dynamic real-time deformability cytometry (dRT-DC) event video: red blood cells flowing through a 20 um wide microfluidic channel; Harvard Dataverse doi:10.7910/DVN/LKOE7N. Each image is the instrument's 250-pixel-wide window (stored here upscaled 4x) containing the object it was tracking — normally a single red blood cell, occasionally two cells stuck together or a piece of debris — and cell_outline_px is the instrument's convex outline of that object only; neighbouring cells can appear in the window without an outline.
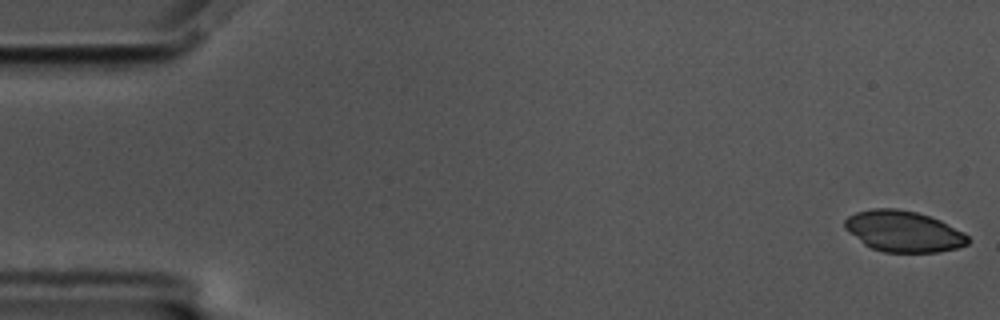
{"species": "common noctule bat (a hibernating species)", "species_latin": "Nyctalus noctula", "temperature_condition": "cold", "stored_images_in_passage": 57, "camera_frame_rate_fps": 3000, "um_per_image_px": 0.085, "animal": {"sex": "male", "body_mass_g": 17.5, "forearm_length_mm": 52.3}, "frame": {"image": 1, "passage_image": 1, "time_ms": 0.0, "image_size_px": [1000, 320], "cell_outline_px": [[968, 244], [956, 248], [936, 252], [884, 252], [872, 248], [864, 244], [848, 232], [844, 228], [844, 220], [848, 216], [856, 212], [872, 208], [896, 208], [916, 212], [940, 220], [964, 232], [968, 236]], "centroid_in_image_um": [76.77, 19.66], "position_along_channel_um": 8.2, "area_um2": 29.42}}
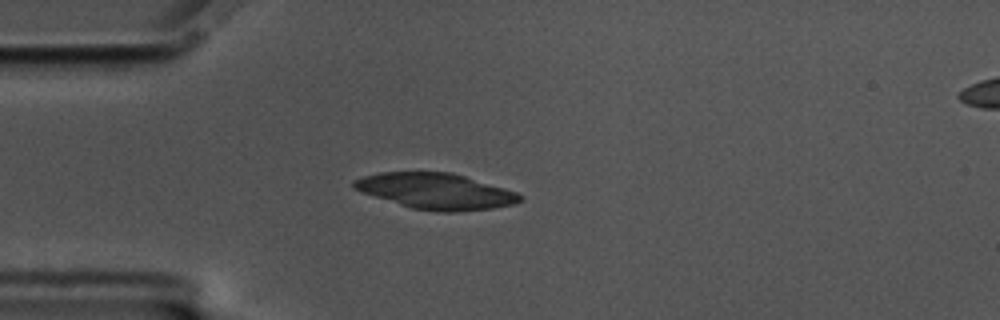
{"frame": {"image": 2, "passage_image": 15, "time_ms": 4.667, "image_size_px": [1000, 320], "cell_outline_px": [[524, 200], [516, 204], [492, 208], [456, 212], [436, 212], [412, 208], [352, 188], [352, 180], [364, 176], [380, 172], [452, 172], [504, 188], [516, 192], [524, 196]], "centroid_in_image_um": [37.09, 16.25], "position_along_channel_um": 47.9, "area_um2": 34.56}}